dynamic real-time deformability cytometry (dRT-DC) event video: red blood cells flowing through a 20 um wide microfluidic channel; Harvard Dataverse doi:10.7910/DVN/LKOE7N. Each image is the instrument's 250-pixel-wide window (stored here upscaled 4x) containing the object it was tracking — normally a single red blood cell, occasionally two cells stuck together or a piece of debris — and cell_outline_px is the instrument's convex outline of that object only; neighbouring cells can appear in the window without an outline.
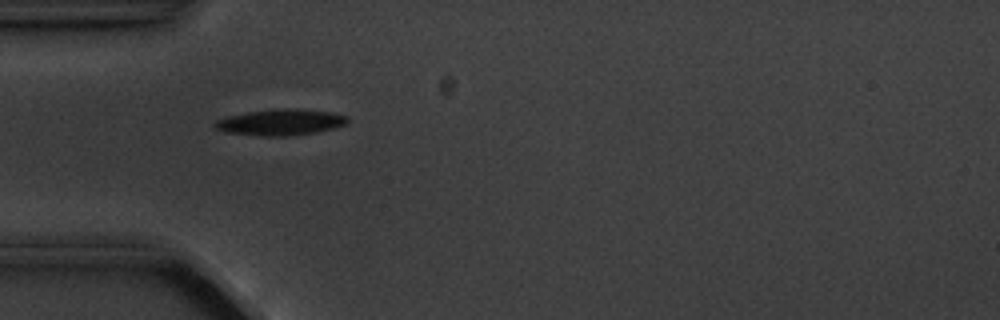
{"species": "common noctule bat (a hibernating species)", "species_latin": "Nyctalus noctula", "temperature_condition": "cold", "stored_images_in_passage": 5, "camera_frame_rate_fps": 3000, "um_per_image_px": 0.085, "animal": {"sex": "male", "body_mass_g": 20.1, "forearm_length_mm": 53.5}, "frame": {"image": 1, "passage_image": 1, "time_ms": 0.0, "image_size_px": [1000, 320], "cell_outline_px": [[348, 120], [344, 124], [332, 128], [316, 132], [288, 136], [260, 136], [224, 132], [216, 128], [212, 124], [216, 120], [228, 116], [248, 112], [284, 108], [300, 108], [332, 112], [348, 116]], "centroid_in_image_um": [23.83, 10.39], "position_along_channel_um": 61.2, "area_um2": 20.17}}